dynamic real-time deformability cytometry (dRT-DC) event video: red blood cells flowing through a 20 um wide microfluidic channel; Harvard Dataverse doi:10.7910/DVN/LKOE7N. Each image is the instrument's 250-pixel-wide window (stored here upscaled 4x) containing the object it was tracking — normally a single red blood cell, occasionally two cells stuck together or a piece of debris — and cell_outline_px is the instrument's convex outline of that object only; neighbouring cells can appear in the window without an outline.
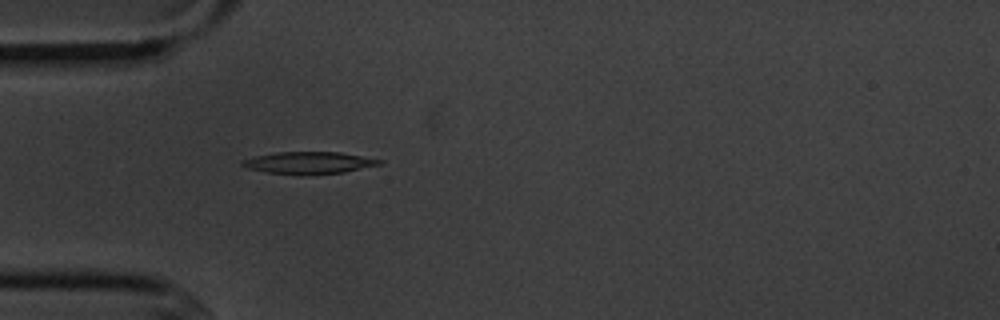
{"species": "common noctule bat (a hibernating species)", "species_latin": "Nyctalus noctula", "temperature_condition": "cold", "stored_images_in_passage": 5, "camera_frame_rate_fps": 3000, "um_per_image_px": 0.085, "animal": {"sex": "male", "body_mass_g": 20.1, "forearm_length_mm": 53.5}, "frame": {"image": 1, "passage_image": 5, "time_ms": 4.667, "image_size_px": [1000, 320], "cell_outline_px": [[384, 164], [344, 172], [300, 176], [268, 172], [248, 168], [240, 164], [240, 160], [256, 156], [276, 152], [340, 152], [384, 160]], "centroid_in_image_um": [26.28, 13.84], "position_along_channel_um": 58.7, "area_um2": 17.86}}